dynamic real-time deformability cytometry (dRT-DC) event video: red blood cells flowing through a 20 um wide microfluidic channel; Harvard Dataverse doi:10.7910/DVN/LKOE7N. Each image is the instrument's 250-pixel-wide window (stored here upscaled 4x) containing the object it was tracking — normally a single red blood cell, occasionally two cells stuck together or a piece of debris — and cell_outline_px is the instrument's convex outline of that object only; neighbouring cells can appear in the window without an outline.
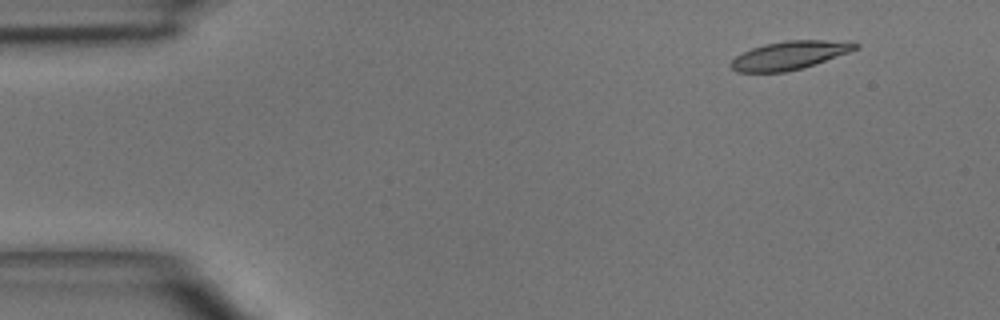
{"species": "common noctule bat (a hibernating species)", "species_latin": "Nyctalus noctula", "temperature_condition": "room temperature", "stored_images_in_passage": 4, "camera_frame_rate_fps": 3000, "um_per_image_px": 0.085, "animal": {"sex": "male", "body_mass_g": 15.6}, "frame": {"image": 1, "passage_image": 2, "time_ms": 1.0, "image_size_px": [1000, 320], "cell_outline_px": [[860, 48], [816, 64], [784, 72], [736, 72], [728, 64], [736, 56], [752, 48], [764, 44], [784, 40], [856, 40], [860, 44]], "centroid_in_image_um": [67.19, 4.68], "position_along_channel_um": 17.8, "area_um2": 20.87}}